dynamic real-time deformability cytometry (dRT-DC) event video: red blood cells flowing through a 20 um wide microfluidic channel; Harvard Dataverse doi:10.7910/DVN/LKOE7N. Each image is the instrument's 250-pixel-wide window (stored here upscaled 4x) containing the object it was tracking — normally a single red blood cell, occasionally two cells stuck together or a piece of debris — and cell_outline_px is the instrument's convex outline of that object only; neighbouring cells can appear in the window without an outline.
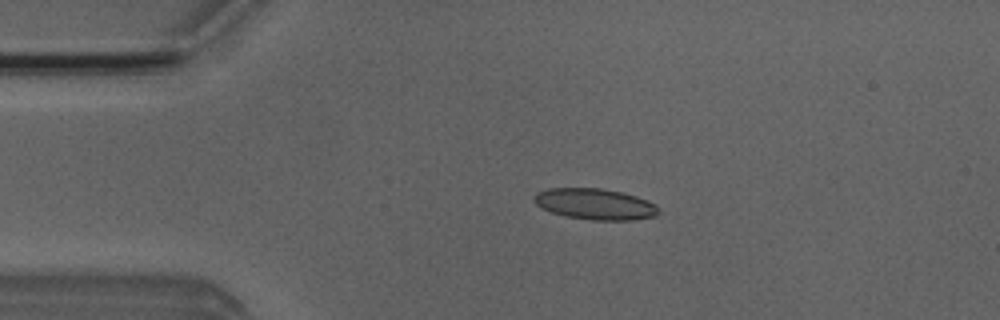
{"species": "Egyptian fruit bat (a non-hibernating species)", "species_latin": "Rousettus aegyptiacus", "temperature_condition": "room temperature", "stored_images_in_passage": 5, "camera_frame_rate_fps": 3000, "um_per_image_px": 0.085, "animal": {"sex": "male"}, "frame": {"image": 1, "passage_image": 4, "time_ms": 3.333, "image_size_px": [1000, 320], "cell_outline_px": [[660, 212], [656, 216], [632, 220], [592, 220], [564, 216], [552, 212], [536, 204], [532, 200], [532, 196], [536, 192], [548, 188], [600, 188], [620, 192], [636, 196], [656, 204]], "centroid_in_image_um": [50.56, 17.34], "position_along_channel_um": 34.4, "area_um2": 22.6}}